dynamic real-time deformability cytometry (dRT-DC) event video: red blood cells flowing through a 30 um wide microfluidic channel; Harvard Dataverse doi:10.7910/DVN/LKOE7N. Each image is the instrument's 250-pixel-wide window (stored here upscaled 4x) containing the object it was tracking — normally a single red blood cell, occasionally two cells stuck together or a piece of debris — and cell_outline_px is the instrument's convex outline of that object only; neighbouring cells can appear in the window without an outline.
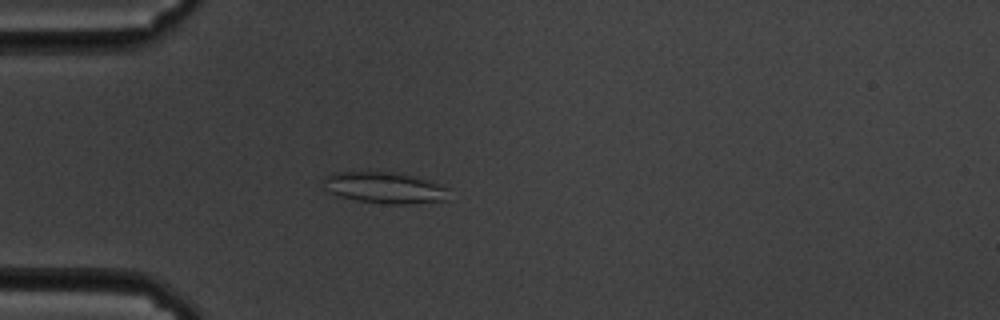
{"species": "common noctule bat (a hibernating species)", "species_latin": "Nyctalus noctula", "temperature_condition": "cold", "stored_images_in_passage": 58, "camera_frame_rate_fps": 3000, "um_per_image_px": 0.085, "animal": {"sex": "male", "body_mass_g": 19.5, "forearm_length_mm": 54.6}, "frame": {"image": 1, "passage_image": 16, "time_ms": 5.0, "image_size_px": [1000, 320], "cell_outline_px": [[448, 200], [408, 204], [388, 204], [356, 200], [340, 196], [328, 192], [324, 188], [324, 176], [332, 172], [400, 172], [428, 180], [440, 184], [448, 188]], "centroid_in_image_um": [32.7, 15.95], "position_along_channel_um": 52.3, "area_um2": 23.06}}
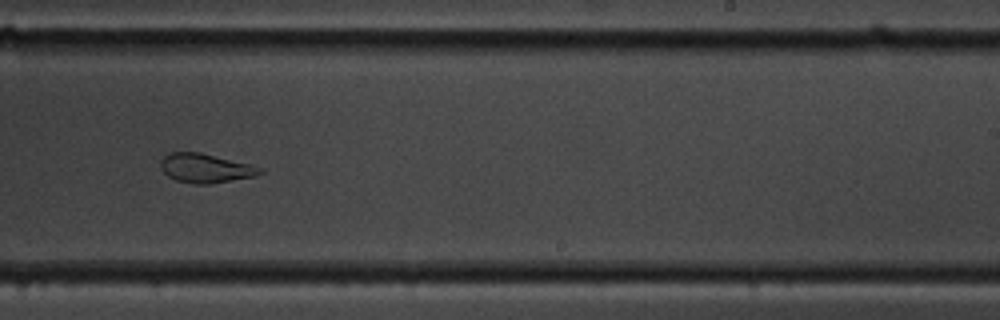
{"frame": {"image": 2, "passage_image": 36, "time_ms": 11.667, "image_size_px": [1000, 320], "cell_outline_px": [[264, 172], [256, 176], [212, 184], [192, 184], [176, 180], [168, 176], [160, 168], [160, 160], [168, 152], [200, 152], [264, 168]], "centroid_in_image_um": [17.46, 14.3], "position_along_channel_um": 271.5, "area_um2": 16.99}}
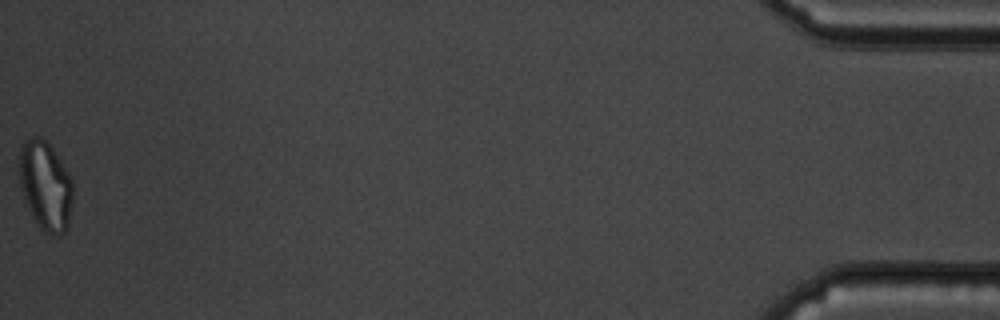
{"frame": {"image": 3, "passage_image": 58, "time_ms": 19.0, "image_size_px": [1000, 320], "cell_outline_px": [[72, 200], [68, 228], [60, 236], [52, 236], [40, 228], [24, 196], [20, 184], [20, 144], [36, 136], [40, 136], [52, 148], [68, 172], [72, 180]], "centroid_in_image_um": [3.89, 15.8], "position_along_channel_um": 431.3, "area_um2": 27.34}, "authors_computed_cell_mechanics": {"area_um2": 23.4668, "velocity_mm_per_s": 3.4514, "shape_relaxation_time_tau1_ms": null, "shape_relaxation_time_tau2_ms": 1.6616, "deformation_change_tau1": null, "deformation_change_tau2": 0.0786}}